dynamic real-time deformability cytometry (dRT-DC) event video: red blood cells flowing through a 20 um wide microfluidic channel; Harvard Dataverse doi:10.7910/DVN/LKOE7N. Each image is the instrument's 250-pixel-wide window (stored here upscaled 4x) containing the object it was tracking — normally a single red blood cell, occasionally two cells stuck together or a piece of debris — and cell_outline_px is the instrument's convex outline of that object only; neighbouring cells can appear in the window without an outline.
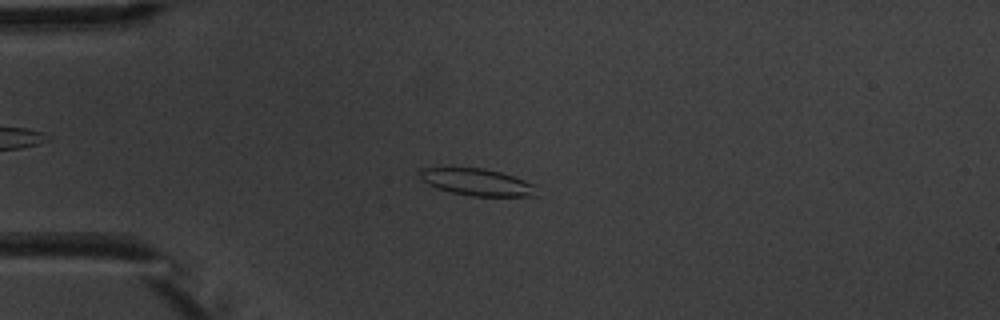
{"species": "common noctule bat (a hibernating species)", "species_latin": "Nyctalus noctula", "temperature_condition": "warm", "stored_images_in_passage": 8, "camera_frame_rate_fps": 3000, "um_per_image_px": 0.085, "animal": {"sex": "male", "body_mass_g": 20.1, "forearm_length_mm": 53.5}, "frame": {"image": 1, "passage_image": 3, "time_ms": 2.333, "image_size_px": [1000, 320], "cell_outline_px": [[540, 196], [472, 196], [452, 192], [436, 188], [420, 180], [420, 168], [484, 168], [500, 172], [524, 180], [532, 184]], "centroid_in_image_um": [40.54, 15.49], "position_along_channel_um": 44.5, "area_um2": 18.21}}
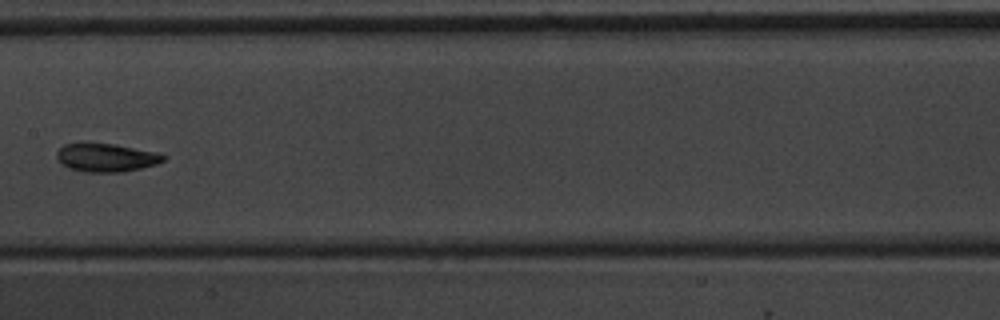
{"frame": {"image": 2, "passage_image": 7, "time_ms": 7.0, "image_size_px": [1000, 320], "cell_outline_px": [[168, 156], [164, 160], [156, 164], [140, 168], [120, 172], [84, 172], [68, 168], [56, 156], [56, 152], [64, 144], [80, 140], [88, 140], [116, 144], [156, 152]], "centroid_in_image_um": [8.98, 13.34], "position_along_channel_um": 198.4, "area_um2": 18.21}}
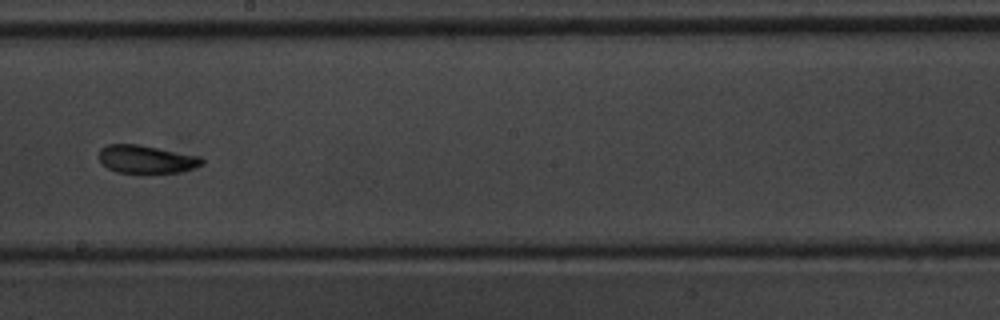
{"frame": {"image": 3, "passage_image": 8, "time_ms": 8.0, "image_size_px": [1000, 320], "cell_outline_px": [[204, 164], [180, 172], [116, 172], [108, 168], [100, 160], [100, 148], [104, 144], [136, 144], [200, 156], [204, 160]], "centroid_in_image_um": [12.43, 13.52], "position_along_channel_um": 235.8, "area_um2": 16.53}}